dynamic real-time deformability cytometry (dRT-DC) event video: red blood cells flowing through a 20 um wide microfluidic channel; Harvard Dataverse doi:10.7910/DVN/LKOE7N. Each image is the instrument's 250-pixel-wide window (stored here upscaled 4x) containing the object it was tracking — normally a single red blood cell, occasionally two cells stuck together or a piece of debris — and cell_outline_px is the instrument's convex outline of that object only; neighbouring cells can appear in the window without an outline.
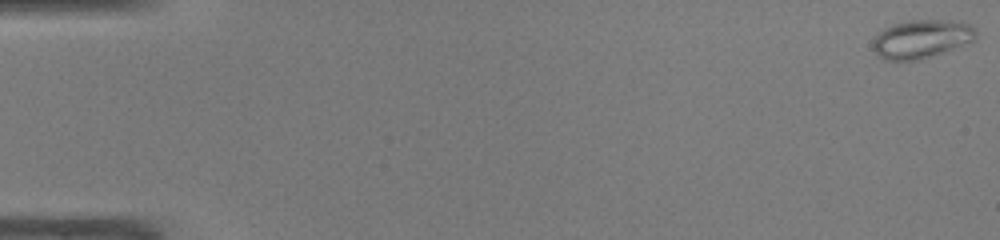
{"species": "common noctule bat (a hibernating species)", "species_latin": "Nyctalus noctula", "temperature_condition": "warm", "stored_images_in_passage": 49, "camera_frame_rate_fps": 3000, "um_per_image_px": 0.085, "animal": {"sex": "male", "body_mass_g": 19.0, "forearm_length_mm": 50.8}, "frame": {"image": 1, "passage_image": 1, "time_ms": 0.0, "image_size_px": [1000, 240], "cell_outline_px": [[976, 40], [916, 60], [884, 60], [872, 48], [872, 44], [876, 36], [884, 28], [896, 24], [912, 20], [952, 20], [968, 24], [976, 28]], "centroid_in_image_um": [78.33, 3.3], "position_along_channel_um": 6.7, "area_um2": 22.6}}
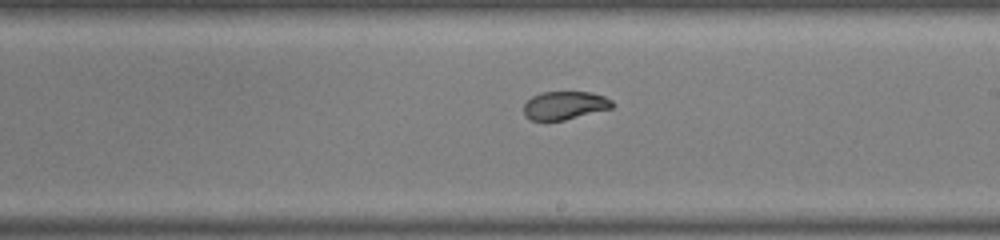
{"frame": {"image": 2, "passage_image": 29, "time_ms": 9.333, "image_size_px": [1000, 240], "cell_outline_px": [[616, 104], [612, 108], [564, 120], [532, 120], [524, 116], [524, 104], [532, 96], [540, 92], [592, 92], [604, 96], [612, 100]], "centroid_in_image_um": [48.02, 8.95], "position_along_channel_um": 241.0, "area_um2": 14.62}}
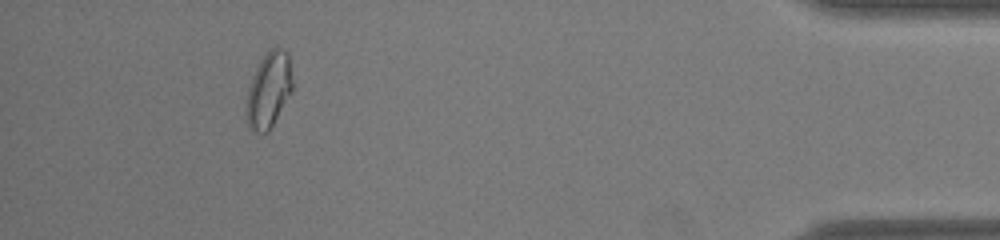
{"frame": {"image": 3, "passage_image": 45, "time_ms": 14.667, "image_size_px": [1000, 240], "cell_outline_px": [[292, 92], [268, 132], [252, 132], [248, 128], [244, 112], [244, 104], [248, 88], [252, 76], [260, 60], [272, 48], [280, 48], [288, 52], [292, 80]], "centroid_in_image_um": [22.8, 7.7], "position_along_channel_um": 412.4, "area_um2": 20.58}, "authors_computed_cell_mechanics": {"area_um2": 18.4382, "velocity_mm_per_s": 4.2591, "shape_relaxation_time_tau1_ms": null, "shape_relaxation_time_tau2_ms": 1.0759, "deformation_change_tau1": null, "deformation_change_tau2": 0.0365}}